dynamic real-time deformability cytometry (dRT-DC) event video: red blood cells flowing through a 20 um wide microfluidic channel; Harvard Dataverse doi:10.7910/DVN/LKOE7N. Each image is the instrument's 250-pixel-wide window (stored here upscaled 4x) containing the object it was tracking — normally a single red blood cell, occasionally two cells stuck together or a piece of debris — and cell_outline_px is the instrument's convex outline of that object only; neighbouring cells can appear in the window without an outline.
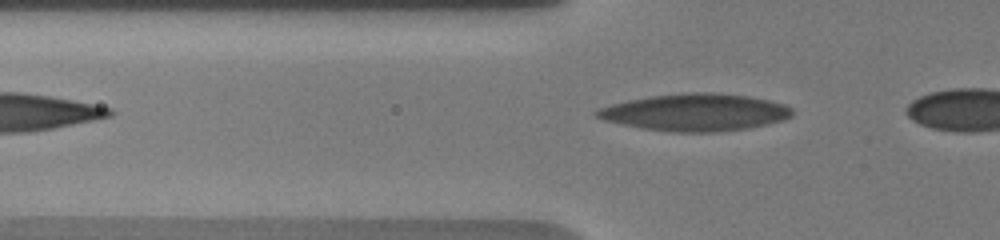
{"species": "human", "species_latin": "Homo sapiens", "temperature_condition": "warm", "stored_images_in_passage": 30, "camera_frame_rate_fps": 3000, "um_per_image_px": 0.085, "donor": {"sex": "male"}, "frame": {"image": 1, "passage_image": 2, "time_ms": 0.333, "image_size_px": [1000, 240], "cell_outline_px": [[792, 116], [784, 120], [768, 124], [748, 128], [716, 132], [672, 132], [644, 128], [604, 120], [596, 116], [592, 112], [596, 108], [628, 100], [652, 96], [684, 92], [716, 92], [748, 96], [768, 100], [784, 104], [792, 108]], "centroid_in_image_um": [59.11, 9.54], "position_along_channel_um": 66.7, "area_um2": 42.37}}
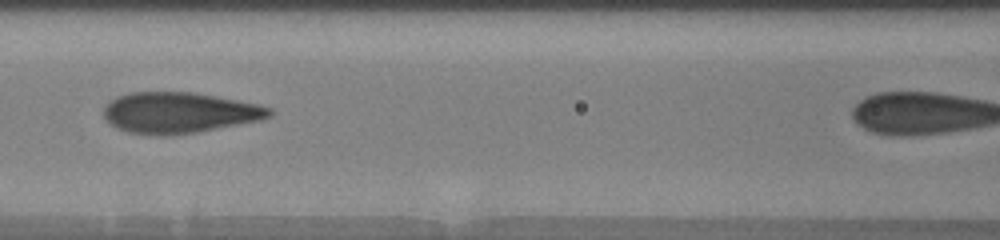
{"frame": {"image": 2, "passage_image": 9, "time_ms": 2.667, "image_size_px": [1000, 240], "cell_outline_px": [[272, 116], [264, 120], [196, 132], [164, 136], [160, 136], [128, 132], [112, 124], [104, 116], [104, 108], [112, 100], [120, 96], [132, 92], [196, 92], [260, 104], [272, 108]], "centroid_in_image_um": [15.32, 9.58], "position_along_channel_um": 151.3, "area_um2": 39.48}}
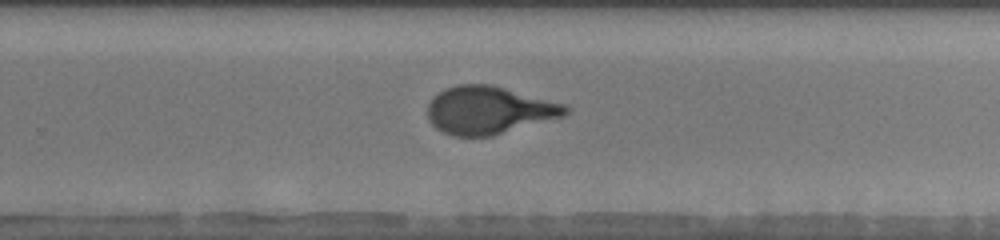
{"frame": {"image": 3, "passage_image": 19, "time_ms": 6.333, "image_size_px": [1000, 240], "cell_outline_px": [[568, 112], [564, 116], [492, 136], [452, 136], [436, 128], [428, 120], [428, 104], [444, 88], [456, 84], [488, 84], [504, 88], [564, 104], [568, 108]], "centroid_in_image_um": [41.53, 9.37], "position_along_channel_um": 288.3, "area_um2": 37.97}}